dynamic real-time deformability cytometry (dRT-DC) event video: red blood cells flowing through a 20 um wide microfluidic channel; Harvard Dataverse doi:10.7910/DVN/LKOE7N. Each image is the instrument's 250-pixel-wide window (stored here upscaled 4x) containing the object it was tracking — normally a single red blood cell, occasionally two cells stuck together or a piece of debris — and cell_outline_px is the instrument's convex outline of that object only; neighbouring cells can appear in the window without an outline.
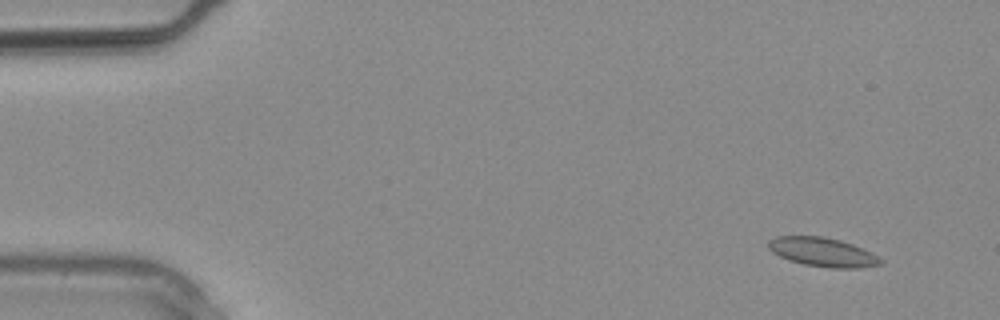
{"species": "common noctule bat (a hibernating species)", "species_latin": "Nyctalus noctula", "temperature_condition": "warm", "stored_images_in_passage": 15, "camera_frame_rate_fps": 3000, "um_per_image_px": 0.085, "animal": {"sex": "male", "body_mass_g": 20.4}, "frame": {"image": 1, "passage_image": 3, "time_ms": 0.667, "image_size_px": [1000, 320], "cell_outline_px": [[884, 264], [856, 268], [832, 268], [804, 264], [788, 260], [772, 252], [768, 248], [768, 240], [776, 236], [824, 236], [840, 240], [852, 244], [872, 252], [884, 260]], "centroid_in_image_um": [69.94, 21.42], "position_along_channel_um": 15.1, "area_um2": 19.07}}
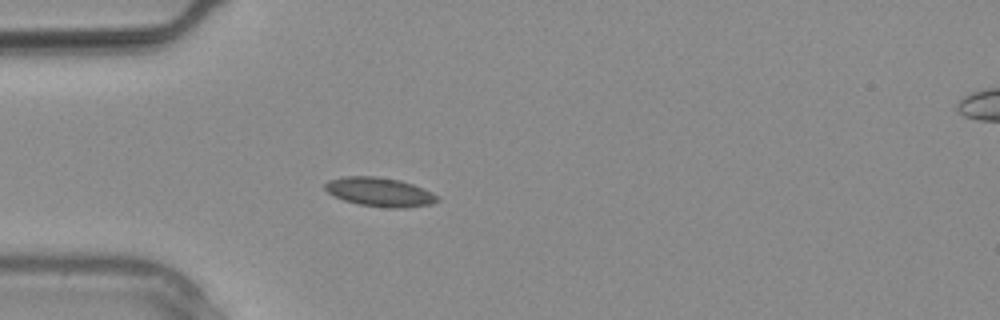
{"frame": {"image": 2, "passage_image": 9, "time_ms": 2.667, "image_size_px": [1000, 320], "cell_outline_px": [[440, 200], [432, 204], [404, 208], [388, 208], [360, 204], [344, 200], [328, 192], [324, 188], [324, 184], [328, 180], [344, 176], [376, 176], [400, 180], [412, 184], [432, 192], [440, 196]], "centroid_in_image_um": [32.3, 16.32], "position_along_channel_um": 52.7, "area_um2": 19.02}}
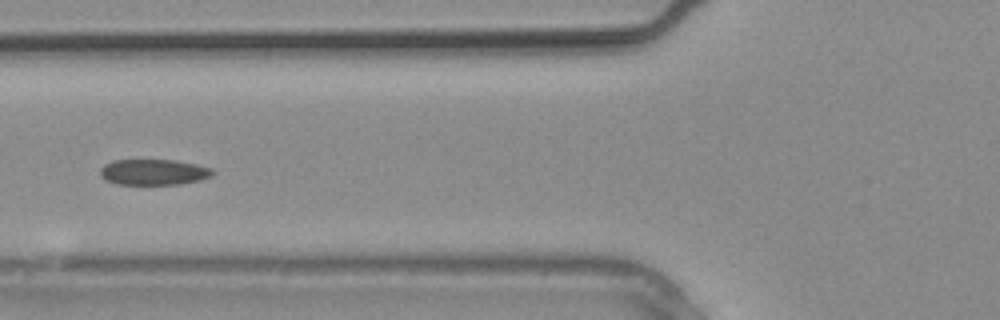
{"frame": {"image": 3, "passage_image": 12, "time_ms": 3.667, "image_size_px": [1000, 320], "cell_outline_px": [[216, 172], [212, 176], [200, 180], [180, 184], [116, 184], [104, 180], [100, 176], [100, 168], [104, 164], [112, 160], [172, 160], [196, 164], [212, 168]], "centroid_in_image_um": [13.05, 14.63], "position_along_channel_um": 112.8, "area_um2": 17.05}}